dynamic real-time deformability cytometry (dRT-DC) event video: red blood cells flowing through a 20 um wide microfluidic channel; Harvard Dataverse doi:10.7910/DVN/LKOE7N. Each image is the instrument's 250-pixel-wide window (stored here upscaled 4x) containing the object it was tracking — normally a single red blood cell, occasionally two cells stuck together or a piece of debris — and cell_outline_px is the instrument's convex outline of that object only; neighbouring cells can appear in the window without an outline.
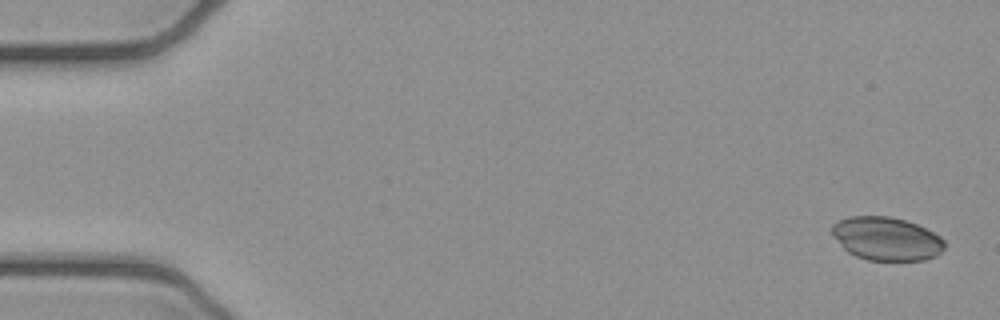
{"species": "common noctule bat (a hibernating species)", "species_latin": "Nyctalus noctula", "temperature_condition": "cold", "stored_images_in_passage": 4, "camera_frame_rate_fps": 3000, "um_per_image_px": 0.085, "animal": {"sex": "female", "body_mass_g": 21.9}, "frame": {"image": 1, "passage_image": 1, "time_ms": 0.0, "image_size_px": [1000, 320], "cell_outline_px": [[944, 248], [936, 256], [924, 260], [868, 260], [856, 256], [848, 252], [832, 236], [832, 224], [848, 216], [888, 216], [904, 220], [916, 224], [940, 236], [944, 240]], "centroid_in_image_um": [75.33, 20.29], "position_along_channel_um": 9.7, "area_um2": 28.32}}